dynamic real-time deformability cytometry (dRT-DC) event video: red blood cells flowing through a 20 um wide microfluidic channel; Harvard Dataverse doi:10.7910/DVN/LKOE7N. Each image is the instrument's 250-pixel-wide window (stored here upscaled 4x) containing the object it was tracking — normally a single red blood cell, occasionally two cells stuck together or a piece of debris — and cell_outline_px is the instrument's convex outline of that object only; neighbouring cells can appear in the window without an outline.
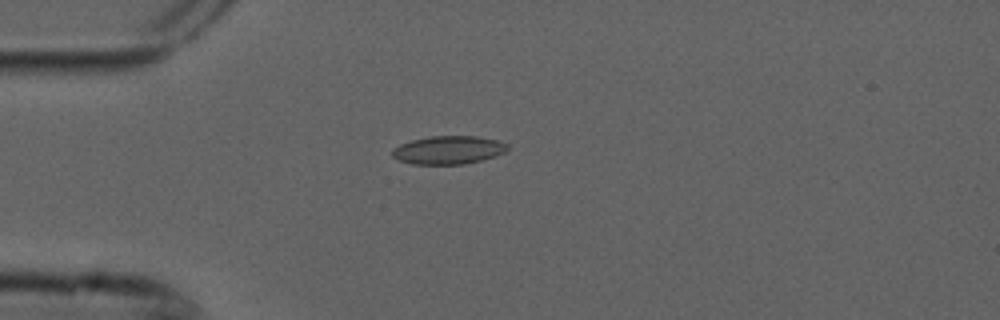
{"species": "common noctule bat (a hibernating species)", "species_latin": "Nyctalus noctula", "temperature_condition": "cold", "stored_images_in_passage": 4, "camera_frame_rate_fps": 3000, "um_per_image_px": 0.085, "animal": {"sex": "male", "forearm_length_mm": 52.5}, "frame": {"image": 1, "passage_image": 4, "time_ms": 1.0, "image_size_px": [1000, 320], "cell_outline_px": [[508, 148], [504, 152], [496, 156], [464, 164], [412, 164], [400, 160], [392, 156], [392, 148], [400, 144], [412, 140], [432, 136], [476, 136], [500, 140], [508, 144]], "centroid_in_image_um": [38.13, 12.74], "position_along_channel_um": 46.9, "area_um2": 18.96}}